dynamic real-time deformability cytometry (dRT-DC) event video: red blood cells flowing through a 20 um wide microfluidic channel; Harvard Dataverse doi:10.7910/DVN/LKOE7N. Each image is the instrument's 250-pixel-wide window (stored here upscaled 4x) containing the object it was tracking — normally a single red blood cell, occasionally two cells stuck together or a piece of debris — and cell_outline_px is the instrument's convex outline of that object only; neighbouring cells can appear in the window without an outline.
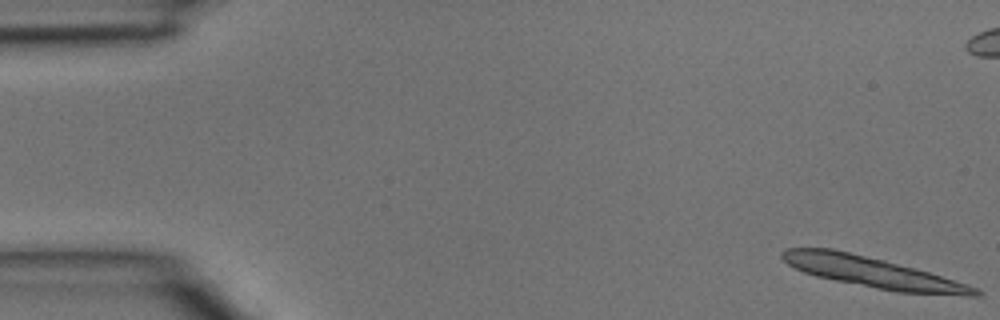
{"species": "common noctule bat (a hibernating species)", "species_latin": "Nyctalus noctula", "temperature_condition": "room temperature", "stored_images_in_passage": 4, "camera_frame_rate_fps": 3000, "um_per_image_px": 0.085, "animal": {"sex": "male", "body_mass_g": 15.6}, "frame": {"image": 1, "passage_image": 1, "time_ms": 0.0, "image_size_px": [1000, 320], "cell_outline_px": [[984, 292], [980, 296], [968, 296], [896, 292], [816, 276], [804, 272], [788, 264], [780, 256], [780, 252], [788, 248], [832, 248], [884, 260], [916, 268], [968, 284]], "centroid_in_image_um": [74.22, 23.15], "position_along_channel_um": 10.8, "area_um2": 34.28}}